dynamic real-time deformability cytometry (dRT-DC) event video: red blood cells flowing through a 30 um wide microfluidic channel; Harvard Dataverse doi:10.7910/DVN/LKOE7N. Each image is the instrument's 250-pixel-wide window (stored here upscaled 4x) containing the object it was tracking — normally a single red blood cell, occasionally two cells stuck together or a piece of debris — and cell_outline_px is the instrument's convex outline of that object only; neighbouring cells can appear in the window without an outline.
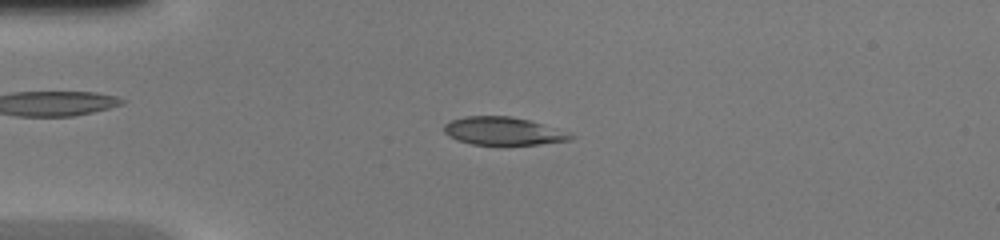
{"species": "common noctule bat (a hibernating species)", "species_latin": "Nyctalus noctula", "temperature_condition": "warm", "stored_images_in_passage": 45, "camera_frame_rate_fps": 3000, "um_per_image_px": 0.085, "animal": {"sex": "female", "body_mass_g": 20.0, "forearm_length_mm": 54.0}, "frame": {"image": 1, "passage_image": 11, "time_ms": 3.333, "image_size_px": [1000, 240], "cell_outline_px": [[576, 136], [572, 140], [540, 144], [472, 144], [456, 140], [448, 136], [444, 132], [444, 124], [452, 120], [464, 116], [512, 116], [528, 120], [568, 132]], "centroid_in_image_um": [42.76, 11.14], "position_along_channel_um": 42.2, "area_um2": 20.52}}
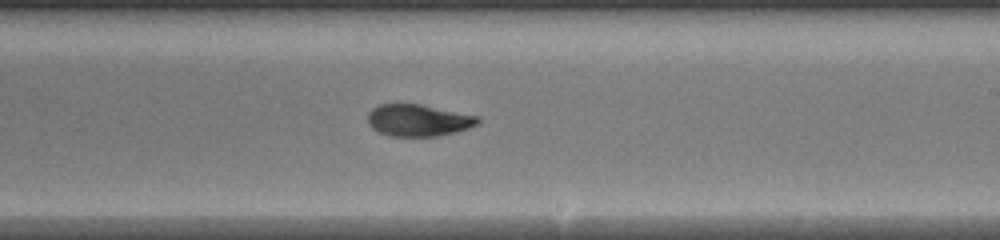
{"frame": {"image": 2, "passage_image": 27, "time_ms": 8.667, "image_size_px": [1000, 240], "cell_outline_px": [[480, 120], [476, 124], [468, 128], [456, 132], [436, 136], [392, 136], [380, 132], [372, 128], [368, 124], [368, 112], [372, 108], [380, 104], [420, 104], [480, 116]], "centroid_in_image_um": [35.56, 10.22], "position_along_channel_um": 253.4, "area_um2": 20.4}}
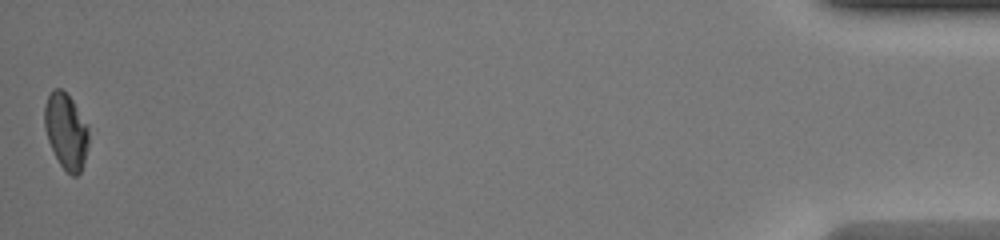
{"frame": {"image": 3, "passage_image": 45, "time_ms": 14.667, "image_size_px": [1000, 240], "cell_outline_px": [[88, 148], [80, 172], [76, 176], [72, 176], [60, 164], [48, 140], [44, 128], [44, 108], [48, 96], [52, 88], [60, 88], [72, 100], [88, 124]], "centroid_in_image_um": [5.61, 11.13], "position_along_channel_um": 429.6, "area_um2": 19.36}}